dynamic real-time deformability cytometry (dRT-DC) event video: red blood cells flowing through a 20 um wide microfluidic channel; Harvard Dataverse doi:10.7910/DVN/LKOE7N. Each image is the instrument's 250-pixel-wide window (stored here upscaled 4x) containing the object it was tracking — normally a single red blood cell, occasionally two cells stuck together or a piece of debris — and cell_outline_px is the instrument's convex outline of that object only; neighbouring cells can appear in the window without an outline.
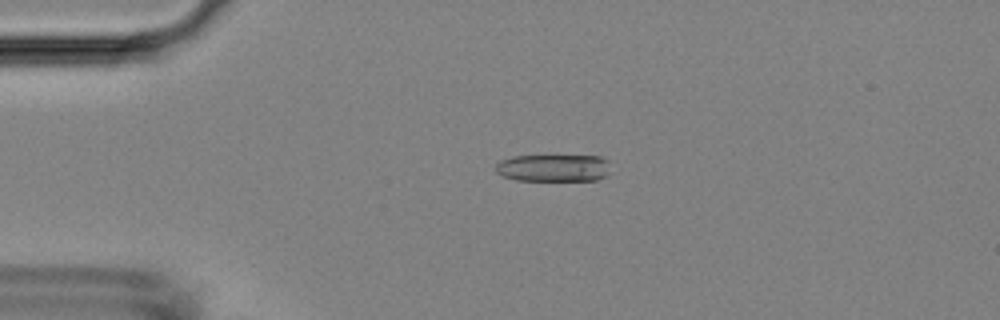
{"species": "Egyptian fruit bat (a non-hibernating species)", "species_latin": "Rousettus aegyptiacus", "temperature_condition": "room temperature", "stored_images_in_passage": 53, "camera_frame_rate_fps": 3000, "um_per_image_px": 0.085, "animal": {"sex": "female"}, "frame": {"image": 1, "passage_image": 12, "time_ms": 3.667, "image_size_px": [1000, 320], "cell_outline_px": [[608, 176], [596, 180], [516, 180], [504, 176], [496, 172], [496, 164], [500, 160], [512, 156], [600, 156], [608, 160]], "centroid_in_image_um": [47.05, 14.27], "position_along_channel_um": 37.9, "area_um2": 18.26}}
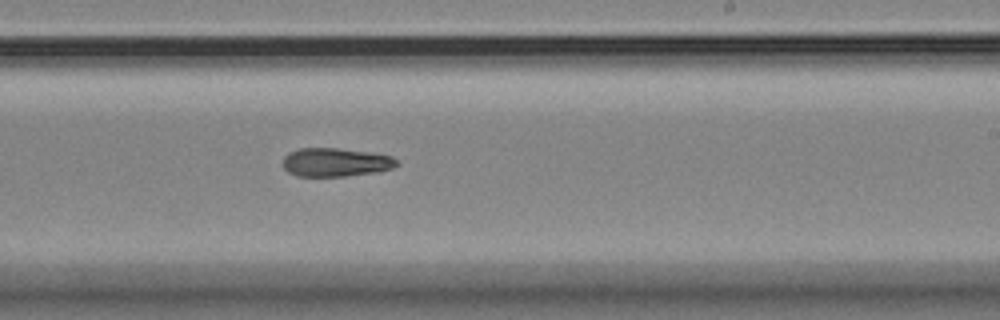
{"frame": {"image": 2, "passage_image": 32, "time_ms": 10.333, "image_size_px": [1000, 320], "cell_outline_px": [[400, 164], [392, 168], [380, 172], [344, 176], [296, 176], [288, 172], [284, 168], [284, 156], [288, 152], [300, 148], [336, 148], [392, 156], [400, 160]], "centroid_in_image_um": [28.55, 13.8], "position_along_channel_um": 260.4, "area_um2": 19.02}}
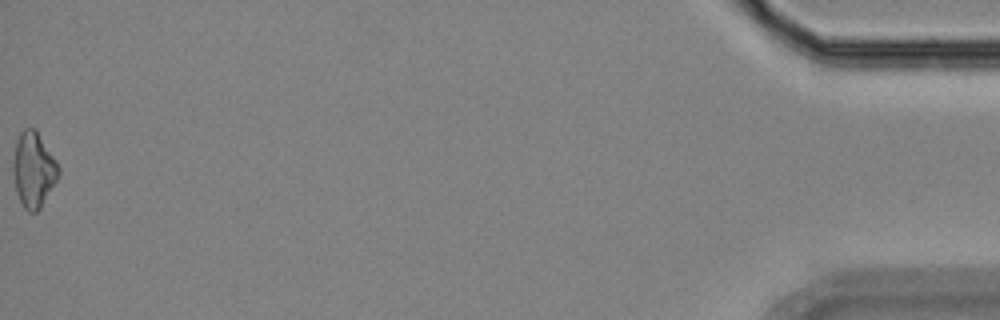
{"frame": {"image": 3, "passage_image": 53, "time_ms": 17.333, "image_size_px": [1000, 320], "cell_outline_px": [[60, 176], [40, 208], [36, 212], [28, 212], [24, 208], [16, 192], [12, 172], [12, 164], [16, 140], [20, 132], [24, 128], [36, 128], [60, 168]], "centroid_in_image_um": [2.84, 14.42], "position_along_channel_um": 432.4, "area_um2": 20.11}}